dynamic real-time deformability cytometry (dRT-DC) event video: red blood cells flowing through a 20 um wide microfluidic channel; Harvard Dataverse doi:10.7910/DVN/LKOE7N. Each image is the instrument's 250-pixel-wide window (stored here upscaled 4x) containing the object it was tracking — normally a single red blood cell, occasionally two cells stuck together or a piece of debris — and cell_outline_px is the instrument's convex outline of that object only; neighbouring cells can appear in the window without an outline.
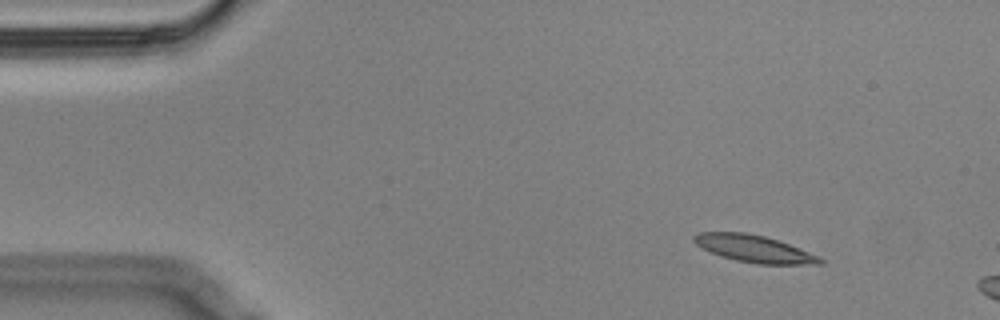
{"species": "Egyptian fruit bat (a non-hibernating species)", "species_latin": "Rousettus aegyptiacus", "temperature_condition": "cold", "stored_images_in_passage": 7, "camera_frame_rate_fps": 3000, "um_per_image_px": 0.085, "animal": {"sex": "male"}, "frame": {"image": 1, "passage_image": 1, "time_ms": 0.0, "image_size_px": [1000, 320], "cell_outline_px": [[824, 264], [756, 264], [736, 260], [720, 256], [696, 244], [692, 240], [692, 236], [700, 232], [744, 232], [764, 236], [788, 244], [820, 256], [824, 260]], "centroid_in_image_um": [64.11, 21.14], "position_along_channel_um": 20.9, "area_um2": 19.77}}